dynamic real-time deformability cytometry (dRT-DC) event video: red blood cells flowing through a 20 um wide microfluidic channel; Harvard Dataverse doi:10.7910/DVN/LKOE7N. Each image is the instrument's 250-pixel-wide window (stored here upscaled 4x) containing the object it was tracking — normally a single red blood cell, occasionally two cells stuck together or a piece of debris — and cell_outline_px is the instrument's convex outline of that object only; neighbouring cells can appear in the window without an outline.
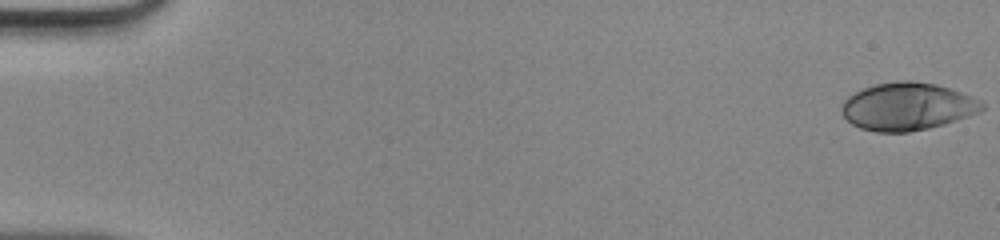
{"species": "human", "species_latin": "Homo sapiens", "temperature_condition": "room temperature", "stored_images_in_passage": 48, "camera_frame_rate_fps": 3000, "um_per_image_px": 0.085, "donor": {"sex": "male"}, "frame": {"image": 1, "passage_image": 1, "time_ms": 0.0, "image_size_px": [1000, 240], "cell_outline_px": [[984, 108], [976, 112], [956, 120], [944, 124], [928, 128], [908, 132], [876, 132], [860, 128], [852, 124], [840, 112], [840, 108], [844, 100], [848, 96], [864, 88], [876, 84], [896, 80], [912, 80], [936, 84], [972, 96], [980, 100], [984, 104]], "centroid_in_image_um": [77.09, 9.05], "position_along_channel_um": 7.9, "area_um2": 38.84}}
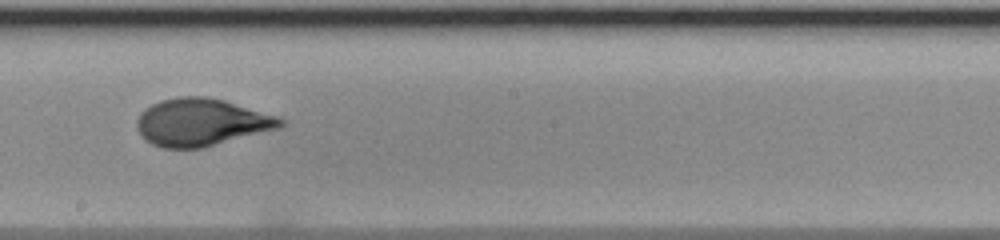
{"frame": {"image": 2, "passage_image": 28, "time_ms": 9.0, "image_size_px": [1000, 240], "cell_outline_px": [[288, 120], [280, 128], [200, 148], [160, 148], [144, 140], [136, 128], [136, 120], [140, 112], [144, 108], [160, 100], [180, 96], [204, 96], [224, 100], [276, 116]], "centroid_in_image_um": [17.07, 10.39], "position_along_channel_um": 231.1, "area_um2": 39.77}}
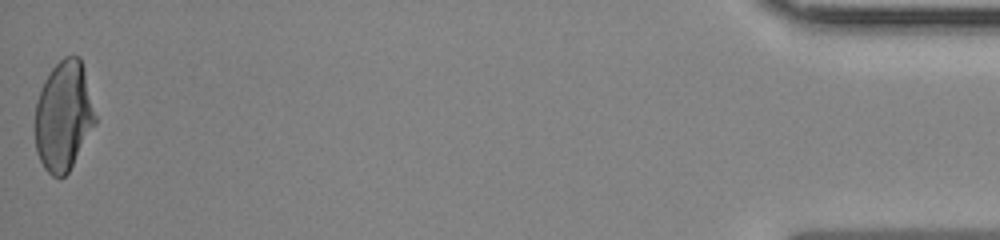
{"frame": {"image": 3, "passage_image": 48, "time_ms": 15.667, "image_size_px": [1000, 240], "cell_outline_px": [[96, 124], [68, 172], [60, 180], [52, 176], [44, 168], [36, 152], [36, 104], [44, 80], [52, 68], [64, 56], [80, 56], [84, 68], [96, 116]], "centroid_in_image_um": [5.42, 9.87], "position_along_channel_um": 429.8, "area_um2": 38.38}}